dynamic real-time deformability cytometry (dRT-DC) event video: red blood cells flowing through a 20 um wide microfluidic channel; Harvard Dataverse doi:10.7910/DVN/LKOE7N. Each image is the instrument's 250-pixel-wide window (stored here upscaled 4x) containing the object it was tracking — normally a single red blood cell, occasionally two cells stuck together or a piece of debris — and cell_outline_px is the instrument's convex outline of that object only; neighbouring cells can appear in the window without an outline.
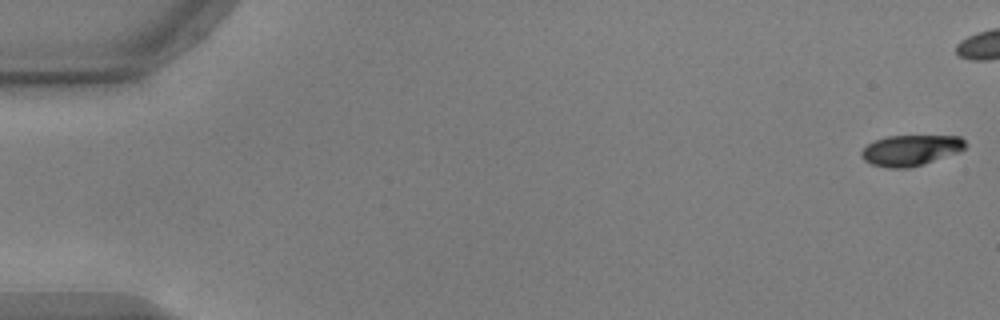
{"species": "common noctule bat (a hibernating species)", "species_latin": "Nyctalus noctula", "temperature_condition": "warm", "stored_images_in_passage": 14, "camera_frame_rate_fps": 3000, "um_per_image_px": 0.085, "animal": {"sex": "male", "body_mass_g": 17.9, "forearm_length_mm": 54.2}, "frame": {"image": 1, "passage_image": 1, "time_ms": 0.0, "image_size_px": [1000, 320], "cell_outline_px": [[968, 144], [960, 152], [908, 168], [888, 168], [872, 164], [864, 160], [860, 156], [860, 152], [868, 144], [876, 140], [888, 136], [960, 136]], "centroid_in_image_um": [77.41, 12.77], "position_along_channel_um": 7.6, "area_um2": 18.5}}
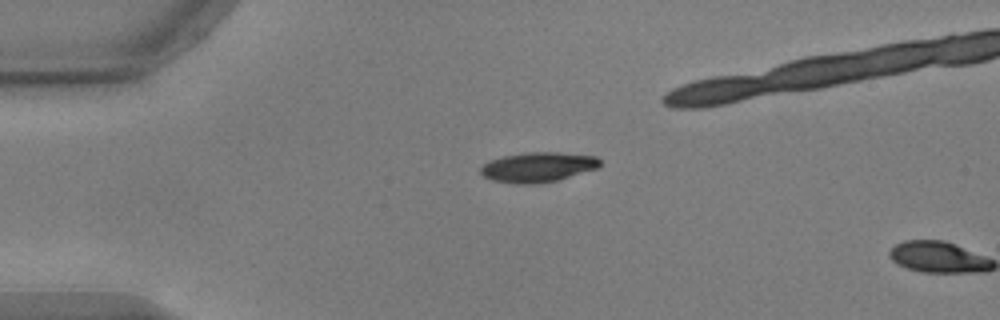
{"frame": {"image": 2, "passage_image": 13, "time_ms": 4.0, "image_size_px": [1000, 320], "cell_outline_px": [[600, 164], [596, 168], [556, 180], [536, 184], [516, 184], [492, 180], [484, 176], [480, 172], [480, 168], [488, 160], [504, 156], [528, 152], [560, 152], [596, 156], [600, 160]], "centroid_in_image_um": [45.68, 14.2], "position_along_channel_um": 39.3, "area_um2": 20.63}}